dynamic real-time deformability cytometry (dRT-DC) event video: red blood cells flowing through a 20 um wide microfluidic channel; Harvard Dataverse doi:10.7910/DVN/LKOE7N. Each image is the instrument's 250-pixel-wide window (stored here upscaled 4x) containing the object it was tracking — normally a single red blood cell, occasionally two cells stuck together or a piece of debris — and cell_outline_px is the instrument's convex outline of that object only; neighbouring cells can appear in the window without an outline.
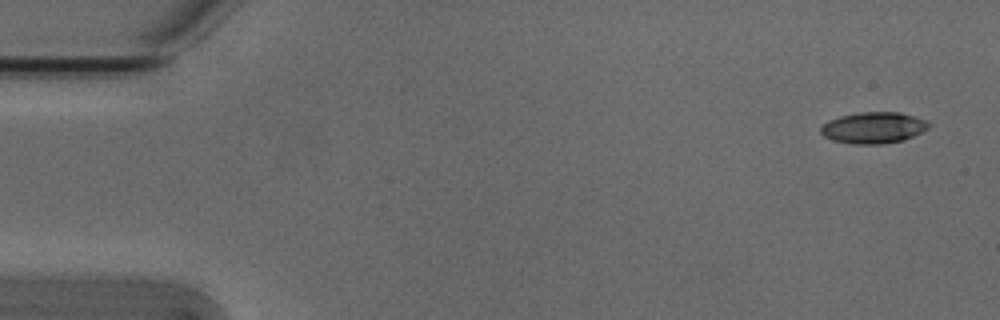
{"species": "Egyptian fruit bat (a non-hibernating species)", "species_latin": "Rousettus aegyptiacus", "temperature_condition": "cold", "stored_images_in_passage": 4, "camera_frame_rate_fps": 3000, "um_per_image_px": 0.085, "animal": {"sex": "male"}, "frame": {"image": 1, "passage_image": 1, "time_ms": 0.0, "image_size_px": [1000, 320], "cell_outline_px": [[928, 128], [904, 140], [884, 144], [852, 144], [832, 140], [824, 136], [820, 132], [820, 128], [828, 120], [840, 116], [856, 112], [900, 112], [924, 120], [928, 124]], "centroid_in_image_um": [74.19, 10.86], "position_along_channel_um": 10.8, "area_um2": 19.59}}